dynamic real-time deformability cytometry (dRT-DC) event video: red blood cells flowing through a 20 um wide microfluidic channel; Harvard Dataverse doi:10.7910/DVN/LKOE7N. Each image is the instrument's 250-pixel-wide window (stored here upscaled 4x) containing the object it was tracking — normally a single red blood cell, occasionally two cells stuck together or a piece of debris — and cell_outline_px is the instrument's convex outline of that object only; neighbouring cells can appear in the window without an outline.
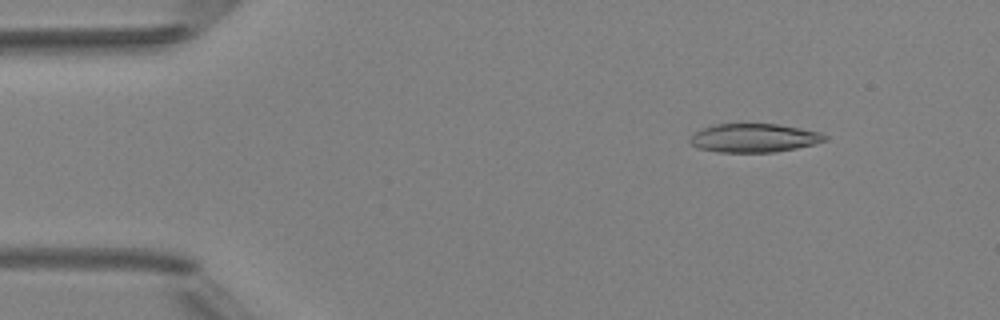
{"species": "Egyptian fruit bat (a non-hibernating species)", "species_latin": "Rousettus aegyptiacus", "temperature_condition": "room temperature", "stored_images_in_passage": 4, "camera_frame_rate_fps": 3000, "um_per_image_px": 0.085, "animal": {"sex": "female"}, "frame": {"image": 1, "passage_image": 2, "time_ms": 1.333, "image_size_px": [1000, 320], "cell_outline_px": [[828, 140], [816, 144], [776, 152], [720, 152], [700, 148], [692, 144], [688, 140], [696, 132], [712, 124], [776, 124], [800, 128], [820, 132], [828, 136]], "centroid_in_image_um": [64.15, 11.73], "position_along_channel_um": 20.9, "area_um2": 22.43}}
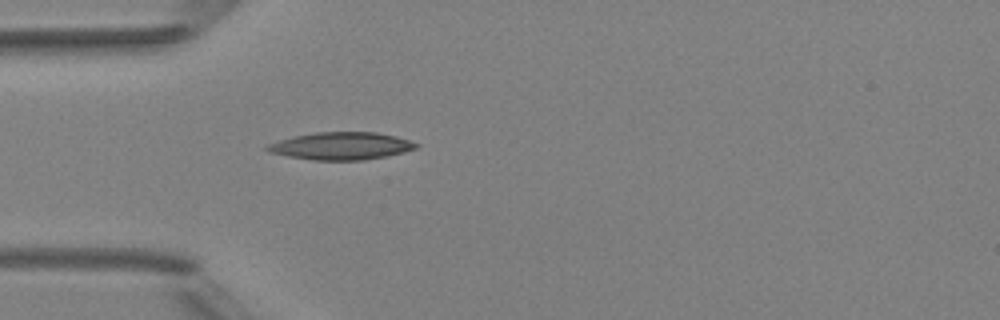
{"frame": {"image": 2, "passage_image": 4, "time_ms": 4.333, "image_size_px": [1000, 320], "cell_outline_px": [[420, 144], [416, 148], [404, 152], [388, 156], [364, 160], [312, 160], [288, 156], [268, 152], [264, 148], [268, 144], [280, 140], [296, 136], [316, 132], [376, 132], [396, 136]], "centroid_in_image_um": [29.01, 12.41], "position_along_channel_um": 56.0, "area_um2": 23.81}}